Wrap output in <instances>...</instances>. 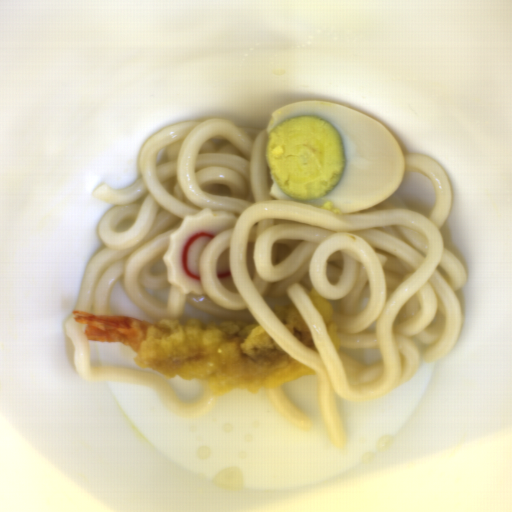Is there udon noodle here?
I'll list each match as a JSON object with an SVG mask.
<instances>
[{"mask_svg": "<svg viewBox=\"0 0 512 512\" xmlns=\"http://www.w3.org/2000/svg\"><path fill=\"white\" fill-rule=\"evenodd\" d=\"M266 129L212 117L174 123L143 145L134 183L97 187L91 196L112 207L99 220L104 247L86 268L74 311L111 315L109 299L120 283L132 304L157 321H179L186 304L220 321H257L287 354L315 371L327 439L342 449L348 437L335 395L360 403L389 394L459 340L458 293L467 270L445 249L440 230L450 213V179L431 157L403 154L404 172L420 173L433 186L427 216L388 198L356 213L276 200L269 195ZM207 207L237 219L200 256L207 294L185 295L167 282L162 256L183 216ZM228 248L238 293L227 291L215 274ZM312 287L332 304L339 353L307 296ZM288 302L309 326L319 355L275 316V305Z\"/></svg>", "mask_w": 512, "mask_h": 512, "instance_id": "1", "label": "udon noodle"}, {"mask_svg": "<svg viewBox=\"0 0 512 512\" xmlns=\"http://www.w3.org/2000/svg\"><path fill=\"white\" fill-rule=\"evenodd\" d=\"M273 409L285 419L294 429L308 431L312 420L298 411L282 390L281 385L264 388Z\"/></svg>", "mask_w": 512, "mask_h": 512, "instance_id": "3", "label": "udon noodle"}, {"mask_svg": "<svg viewBox=\"0 0 512 512\" xmlns=\"http://www.w3.org/2000/svg\"><path fill=\"white\" fill-rule=\"evenodd\" d=\"M66 334L73 349V361L83 381L124 382L147 387L156 394L165 407L176 417L199 420L213 411L219 395H213L205 382L201 397L194 403H180L167 380L150 372L128 367L93 366L90 362V340H87L86 325L76 323L74 315L65 324Z\"/></svg>", "mask_w": 512, "mask_h": 512, "instance_id": "2", "label": "udon noodle"}]
</instances>
